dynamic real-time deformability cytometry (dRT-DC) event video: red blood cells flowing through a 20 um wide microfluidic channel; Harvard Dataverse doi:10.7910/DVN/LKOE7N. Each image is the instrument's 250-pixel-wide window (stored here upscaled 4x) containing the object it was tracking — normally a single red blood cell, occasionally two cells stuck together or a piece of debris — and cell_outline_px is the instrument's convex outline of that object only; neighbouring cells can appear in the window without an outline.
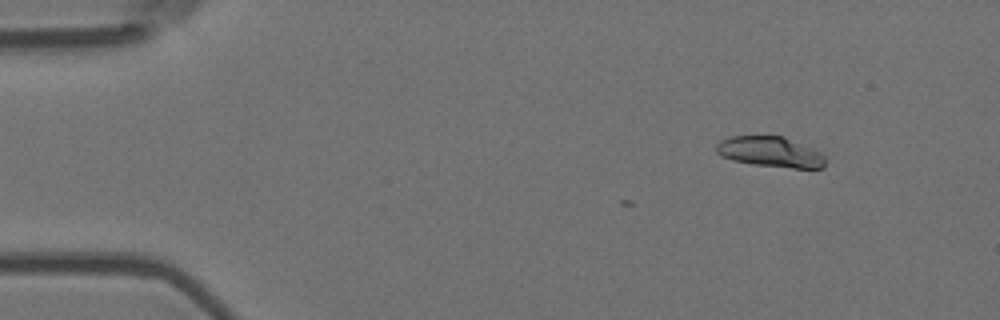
{"species": "Egyptian fruit bat (a non-hibernating species)", "species_latin": "Rousettus aegyptiacus", "temperature_condition": "room temperature", "stored_images_in_passage": 4, "camera_frame_rate_fps": 3000, "um_per_image_px": 0.085, "animal": {"sex": "female"}, "frame": {"image": 1, "passage_image": 1, "time_ms": 0.0, "image_size_px": [1000, 320], "cell_outline_px": [[824, 168], [792, 168], [752, 164], [732, 160], [716, 152], [716, 144], [720, 140], [732, 136], [784, 136], [820, 152], [824, 156]], "centroid_in_image_um": [65.47, 12.91], "position_along_channel_um": 19.5, "area_um2": 19.19}}